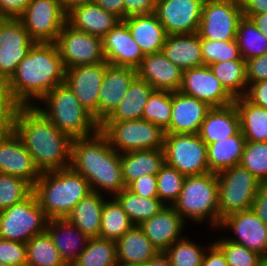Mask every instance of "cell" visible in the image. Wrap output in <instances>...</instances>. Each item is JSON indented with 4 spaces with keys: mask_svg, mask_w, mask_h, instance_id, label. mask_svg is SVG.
Wrapping results in <instances>:
<instances>
[{
    "mask_svg": "<svg viewBox=\"0 0 267 266\" xmlns=\"http://www.w3.org/2000/svg\"><path fill=\"white\" fill-rule=\"evenodd\" d=\"M240 2L243 16L246 18L267 12V0H240Z\"/></svg>",
    "mask_w": 267,
    "mask_h": 266,
    "instance_id": "91938a15",
    "label": "cell"
},
{
    "mask_svg": "<svg viewBox=\"0 0 267 266\" xmlns=\"http://www.w3.org/2000/svg\"><path fill=\"white\" fill-rule=\"evenodd\" d=\"M203 65L230 60H243L236 39L232 41H209L201 39Z\"/></svg>",
    "mask_w": 267,
    "mask_h": 266,
    "instance_id": "c3c4849f",
    "label": "cell"
},
{
    "mask_svg": "<svg viewBox=\"0 0 267 266\" xmlns=\"http://www.w3.org/2000/svg\"><path fill=\"white\" fill-rule=\"evenodd\" d=\"M40 102L45 103V107L35 104L36 109L72 140L91 136L99 130L100 124L65 83L55 86Z\"/></svg>",
    "mask_w": 267,
    "mask_h": 266,
    "instance_id": "5b68a950",
    "label": "cell"
},
{
    "mask_svg": "<svg viewBox=\"0 0 267 266\" xmlns=\"http://www.w3.org/2000/svg\"><path fill=\"white\" fill-rule=\"evenodd\" d=\"M33 193V186L26 180L0 173V211L22 202Z\"/></svg>",
    "mask_w": 267,
    "mask_h": 266,
    "instance_id": "f6af8a7d",
    "label": "cell"
},
{
    "mask_svg": "<svg viewBox=\"0 0 267 266\" xmlns=\"http://www.w3.org/2000/svg\"><path fill=\"white\" fill-rule=\"evenodd\" d=\"M173 207L184 221L190 219L200 224L210 221L211 227L218 229L217 174L208 172L186 176L179 198Z\"/></svg>",
    "mask_w": 267,
    "mask_h": 266,
    "instance_id": "8992f818",
    "label": "cell"
},
{
    "mask_svg": "<svg viewBox=\"0 0 267 266\" xmlns=\"http://www.w3.org/2000/svg\"><path fill=\"white\" fill-rule=\"evenodd\" d=\"M230 229L236 238L227 237L267 258V226L251 210L238 211L225 216L218 229Z\"/></svg>",
    "mask_w": 267,
    "mask_h": 266,
    "instance_id": "ac0fdd59",
    "label": "cell"
},
{
    "mask_svg": "<svg viewBox=\"0 0 267 266\" xmlns=\"http://www.w3.org/2000/svg\"><path fill=\"white\" fill-rule=\"evenodd\" d=\"M102 45L105 60L110 65L136 69L145 56L123 21L102 38Z\"/></svg>",
    "mask_w": 267,
    "mask_h": 266,
    "instance_id": "44dd1931",
    "label": "cell"
},
{
    "mask_svg": "<svg viewBox=\"0 0 267 266\" xmlns=\"http://www.w3.org/2000/svg\"><path fill=\"white\" fill-rule=\"evenodd\" d=\"M55 44L65 69L107 62L103 54L102 38L76 30L67 22Z\"/></svg>",
    "mask_w": 267,
    "mask_h": 266,
    "instance_id": "4fadbf2b",
    "label": "cell"
},
{
    "mask_svg": "<svg viewBox=\"0 0 267 266\" xmlns=\"http://www.w3.org/2000/svg\"><path fill=\"white\" fill-rule=\"evenodd\" d=\"M92 192L88 180L71 167L42 172L33 193L48 219L66 218Z\"/></svg>",
    "mask_w": 267,
    "mask_h": 266,
    "instance_id": "277c9868",
    "label": "cell"
},
{
    "mask_svg": "<svg viewBox=\"0 0 267 266\" xmlns=\"http://www.w3.org/2000/svg\"><path fill=\"white\" fill-rule=\"evenodd\" d=\"M70 167L88 180L93 192H106L114 197L126 188L121 154L110 146L100 130L91 136L72 140Z\"/></svg>",
    "mask_w": 267,
    "mask_h": 266,
    "instance_id": "3957f363",
    "label": "cell"
},
{
    "mask_svg": "<svg viewBox=\"0 0 267 266\" xmlns=\"http://www.w3.org/2000/svg\"><path fill=\"white\" fill-rule=\"evenodd\" d=\"M116 242L101 237L89 238L86 248L71 266H117Z\"/></svg>",
    "mask_w": 267,
    "mask_h": 266,
    "instance_id": "ab89813d",
    "label": "cell"
},
{
    "mask_svg": "<svg viewBox=\"0 0 267 266\" xmlns=\"http://www.w3.org/2000/svg\"><path fill=\"white\" fill-rule=\"evenodd\" d=\"M154 88L145 80L136 77L119 105L104 121L141 119L144 107Z\"/></svg>",
    "mask_w": 267,
    "mask_h": 266,
    "instance_id": "836d02e7",
    "label": "cell"
},
{
    "mask_svg": "<svg viewBox=\"0 0 267 266\" xmlns=\"http://www.w3.org/2000/svg\"><path fill=\"white\" fill-rule=\"evenodd\" d=\"M48 218L34 193L0 211V238L21 243L46 231Z\"/></svg>",
    "mask_w": 267,
    "mask_h": 266,
    "instance_id": "9c48e42d",
    "label": "cell"
},
{
    "mask_svg": "<svg viewBox=\"0 0 267 266\" xmlns=\"http://www.w3.org/2000/svg\"><path fill=\"white\" fill-rule=\"evenodd\" d=\"M147 266H172L164 252H159L147 262Z\"/></svg>",
    "mask_w": 267,
    "mask_h": 266,
    "instance_id": "be15d7a7",
    "label": "cell"
},
{
    "mask_svg": "<svg viewBox=\"0 0 267 266\" xmlns=\"http://www.w3.org/2000/svg\"><path fill=\"white\" fill-rule=\"evenodd\" d=\"M157 0H124V19L134 15L155 13Z\"/></svg>",
    "mask_w": 267,
    "mask_h": 266,
    "instance_id": "db71d44e",
    "label": "cell"
},
{
    "mask_svg": "<svg viewBox=\"0 0 267 266\" xmlns=\"http://www.w3.org/2000/svg\"><path fill=\"white\" fill-rule=\"evenodd\" d=\"M207 248L183 236L182 239L170 245L164 254L172 266H201Z\"/></svg>",
    "mask_w": 267,
    "mask_h": 266,
    "instance_id": "7bdbcfd3",
    "label": "cell"
},
{
    "mask_svg": "<svg viewBox=\"0 0 267 266\" xmlns=\"http://www.w3.org/2000/svg\"><path fill=\"white\" fill-rule=\"evenodd\" d=\"M93 2L105 11L124 20V0H93Z\"/></svg>",
    "mask_w": 267,
    "mask_h": 266,
    "instance_id": "94428289",
    "label": "cell"
},
{
    "mask_svg": "<svg viewBox=\"0 0 267 266\" xmlns=\"http://www.w3.org/2000/svg\"><path fill=\"white\" fill-rule=\"evenodd\" d=\"M66 15L60 0H30L19 19L34 42L55 43Z\"/></svg>",
    "mask_w": 267,
    "mask_h": 266,
    "instance_id": "7c38bea8",
    "label": "cell"
},
{
    "mask_svg": "<svg viewBox=\"0 0 267 266\" xmlns=\"http://www.w3.org/2000/svg\"><path fill=\"white\" fill-rule=\"evenodd\" d=\"M172 111V92L153 90L144 107L142 118L159 126L163 131L169 126Z\"/></svg>",
    "mask_w": 267,
    "mask_h": 266,
    "instance_id": "b9f144b4",
    "label": "cell"
},
{
    "mask_svg": "<svg viewBox=\"0 0 267 266\" xmlns=\"http://www.w3.org/2000/svg\"><path fill=\"white\" fill-rule=\"evenodd\" d=\"M122 21L144 55L162 51L167 33L155 13L134 15Z\"/></svg>",
    "mask_w": 267,
    "mask_h": 266,
    "instance_id": "83f0119b",
    "label": "cell"
},
{
    "mask_svg": "<svg viewBox=\"0 0 267 266\" xmlns=\"http://www.w3.org/2000/svg\"><path fill=\"white\" fill-rule=\"evenodd\" d=\"M105 200L102 194L92 191L71 210L66 219L88 238L99 237Z\"/></svg>",
    "mask_w": 267,
    "mask_h": 266,
    "instance_id": "1f68e13d",
    "label": "cell"
},
{
    "mask_svg": "<svg viewBox=\"0 0 267 266\" xmlns=\"http://www.w3.org/2000/svg\"><path fill=\"white\" fill-rule=\"evenodd\" d=\"M214 244L223 252L228 266H261L264 257L243 245L227 240L225 237Z\"/></svg>",
    "mask_w": 267,
    "mask_h": 266,
    "instance_id": "7dc6e473",
    "label": "cell"
},
{
    "mask_svg": "<svg viewBox=\"0 0 267 266\" xmlns=\"http://www.w3.org/2000/svg\"><path fill=\"white\" fill-rule=\"evenodd\" d=\"M164 164L163 148L123 153L121 154L123 182L127 187L140 177L156 175Z\"/></svg>",
    "mask_w": 267,
    "mask_h": 266,
    "instance_id": "4dcf8cb0",
    "label": "cell"
},
{
    "mask_svg": "<svg viewBox=\"0 0 267 266\" xmlns=\"http://www.w3.org/2000/svg\"><path fill=\"white\" fill-rule=\"evenodd\" d=\"M0 173L22 178L32 186L41 175L31 154L12 128L0 133Z\"/></svg>",
    "mask_w": 267,
    "mask_h": 266,
    "instance_id": "2e32d148",
    "label": "cell"
},
{
    "mask_svg": "<svg viewBox=\"0 0 267 266\" xmlns=\"http://www.w3.org/2000/svg\"><path fill=\"white\" fill-rule=\"evenodd\" d=\"M137 77L148 82L154 90L175 92L181 86L183 71L162 52L146 54L136 68Z\"/></svg>",
    "mask_w": 267,
    "mask_h": 266,
    "instance_id": "603a6c76",
    "label": "cell"
},
{
    "mask_svg": "<svg viewBox=\"0 0 267 266\" xmlns=\"http://www.w3.org/2000/svg\"><path fill=\"white\" fill-rule=\"evenodd\" d=\"M64 78L65 68L56 44L35 42L8 83L20 106H34L55 86L63 84Z\"/></svg>",
    "mask_w": 267,
    "mask_h": 266,
    "instance_id": "7a4b0ae2",
    "label": "cell"
},
{
    "mask_svg": "<svg viewBox=\"0 0 267 266\" xmlns=\"http://www.w3.org/2000/svg\"><path fill=\"white\" fill-rule=\"evenodd\" d=\"M186 222L173 206H164L158 214L139 226L153 246L159 252H164L174 242L183 238L181 236Z\"/></svg>",
    "mask_w": 267,
    "mask_h": 266,
    "instance_id": "cb8c5ba5",
    "label": "cell"
},
{
    "mask_svg": "<svg viewBox=\"0 0 267 266\" xmlns=\"http://www.w3.org/2000/svg\"><path fill=\"white\" fill-rule=\"evenodd\" d=\"M11 128L19 136L41 173L70 167L72 139L35 106H20Z\"/></svg>",
    "mask_w": 267,
    "mask_h": 266,
    "instance_id": "6da1fadb",
    "label": "cell"
},
{
    "mask_svg": "<svg viewBox=\"0 0 267 266\" xmlns=\"http://www.w3.org/2000/svg\"><path fill=\"white\" fill-rule=\"evenodd\" d=\"M20 105L13 99L8 79L0 77V119L11 128Z\"/></svg>",
    "mask_w": 267,
    "mask_h": 266,
    "instance_id": "f907efd6",
    "label": "cell"
},
{
    "mask_svg": "<svg viewBox=\"0 0 267 266\" xmlns=\"http://www.w3.org/2000/svg\"><path fill=\"white\" fill-rule=\"evenodd\" d=\"M116 250L118 264H145L159 253L137 225L116 241Z\"/></svg>",
    "mask_w": 267,
    "mask_h": 266,
    "instance_id": "f546056e",
    "label": "cell"
},
{
    "mask_svg": "<svg viewBox=\"0 0 267 266\" xmlns=\"http://www.w3.org/2000/svg\"><path fill=\"white\" fill-rule=\"evenodd\" d=\"M9 127L0 119V133L6 131Z\"/></svg>",
    "mask_w": 267,
    "mask_h": 266,
    "instance_id": "03108f58",
    "label": "cell"
},
{
    "mask_svg": "<svg viewBox=\"0 0 267 266\" xmlns=\"http://www.w3.org/2000/svg\"><path fill=\"white\" fill-rule=\"evenodd\" d=\"M212 107L194 97L172 92V111L164 133L198 134L200 126Z\"/></svg>",
    "mask_w": 267,
    "mask_h": 266,
    "instance_id": "7402d4cb",
    "label": "cell"
},
{
    "mask_svg": "<svg viewBox=\"0 0 267 266\" xmlns=\"http://www.w3.org/2000/svg\"><path fill=\"white\" fill-rule=\"evenodd\" d=\"M99 130L118 153L163 148L164 131L154 123L141 119L103 121Z\"/></svg>",
    "mask_w": 267,
    "mask_h": 266,
    "instance_id": "52a82bcc",
    "label": "cell"
},
{
    "mask_svg": "<svg viewBox=\"0 0 267 266\" xmlns=\"http://www.w3.org/2000/svg\"><path fill=\"white\" fill-rule=\"evenodd\" d=\"M240 165L261 183L267 182V142L246 141Z\"/></svg>",
    "mask_w": 267,
    "mask_h": 266,
    "instance_id": "bcb514c9",
    "label": "cell"
},
{
    "mask_svg": "<svg viewBox=\"0 0 267 266\" xmlns=\"http://www.w3.org/2000/svg\"><path fill=\"white\" fill-rule=\"evenodd\" d=\"M208 66L224 89L234 99L245 95L248 82L244 60L214 62Z\"/></svg>",
    "mask_w": 267,
    "mask_h": 266,
    "instance_id": "8d00e7d4",
    "label": "cell"
},
{
    "mask_svg": "<svg viewBox=\"0 0 267 266\" xmlns=\"http://www.w3.org/2000/svg\"><path fill=\"white\" fill-rule=\"evenodd\" d=\"M180 93L207 103L210 107H225L234 98L224 89L209 66L202 65L183 71Z\"/></svg>",
    "mask_w": 267,
    "mask_h": 266,
    "instance_id": "9a60e30c",
    "label": "cell"
},
{
    "mask_svg": "<svg viewBox=\"0 0 267 266\" xmlns=\"http://www.w3.org/2000/svg\"><path fill=\"white\" fill-rule=\"evenodd\" d=\"M234 104L246 141L267 142V108L252 104L244 96L235 98Z\"/></svg>",
    "mask_w": 267,
    "mask_h": 266,
    "instance_id": "e575fe53",
    "label": "cell"
},
{
    "mask_svg": "<svg viewBox=\"0 0 267 266\" xmlns=\"http://www.w3.org/2000/svg\"><path fill=\"white\" fill-rule=\"evenodd\" d=\"M242 18L240 0H204L197 33L209 41L235 40Z\"/></svg>",
    "mask_w": 267,
    "mask_h": 266,
    "instance_id": "8fae6325",
    "label": "cell"
},
{
    "mask_svg": "<svg viewBox=\"0 0 267 266\" xmlns=\"http://www.w3.org/2000/svg\"><path fill=\"white\" fill-rule=\"evenodd\" d=\"M261 266H267V258L264 259V261L262 262Z\"/></svg>",
    "mask_w": 267,
    "mask_h": 266,
    "instance_id": "a7ac6f4b",
    "label": "cell"
},
{
    "mask_svg": "<svg viewBox=\"0 0 267 266\" xmlns=\"http://www.w3.org/2000/svg\"><path fill=\"white\" fill-rule=\"evenodd\" d=\"M207 246L201 266H228L223 252L214 243Z\"/></svg>",
    "mask_w": 267,
    "mask_h": 266,
    "instance_id": "680465c9",
    "label": "cell"
},
{
    "mask_svg": "<svg viewBox=\"0 0 267 266\" xmlns=\"http://www.w3.org/2000/svg\"><path fill=\"white\" fill-rule=\"evenodd\" d=\"M244 97L256 106L267 108V80L250 83Z\"/></svg>",
    "mask_w": 267,
    "mask_h": 266,
    "instance_id": "11a10c76",
    "label": "cell"
},
{
    "mask_svg": "<svg viewBox=\"0 0 267 266\" xmlns=\"http://www.w3.org/2000/svg\"><path fill=\"white\" fill-rule=\"evenodd\" d=\"M114 198L128 215L132 224L137 226L158 214L165 206L158 198H143L127 187Z\"/></svg>",
    "mask_w": 267,
    "mask_h": 266,
    "instance_id": "d590c367",
    "label": "cell"
},
{
    "mask_svg": "<svg viewBox=\"0 0 267 266\" xmlns=\"http://www.w3.org/2000/svg\"><path fill=\"white\" fill-rule=\"evenodd\" d=\"M249 18L257 26V28L267 36V12L251 15Z\"/></svg>",
    "mask_w": 267,
    "mask_h": 266,
    "instance_id": "6125c7cd",
    "label": "cell"
},
{
    "mask_svg": "<svg viewBox=\"0 0 267 266\" xmlns=\"http://www.w3.org/2000/svg\"><path fill=\"white\" fill-rule=\"evenodd\" d=\"M204 0H157L155 14L167 35L198 32Z\"/></svg>",
    "mask_w": 267,
    "mask_h": 266,
    "instance_id": "e0dca14e",
    "label": "cell"
},
{
    "mask_svg": "<svg viewBox=\"0 0 267 266\" xmlns=\"http://www.w3.org/2000/svg\"><path fill=\"white\" fill-rule=\"evenodd\" d=\"M46 231L68 266H71L77 260L89 240L66 218L48 219Z\"/></svg>",
    "mask_w": 267,
    "mask_h": 266,
    "instance_id": "484cf974",
    "label": "cell"
},
{
    "mask_svg": "<svg viewBox=\"0 0 267 266\" xmlns=\"http://www.w3.org/2000/svg\"><path fill=\"white\" fill-rule=\"evenodd\" d=\"M251 210L267 226V182L260 184Z\"/></svg>",
    "mask_w": 267,
    "mask_h": 266,
    "instance_id": "6f0895ef",
    "label": "cell"
},
{
    "mask_svg": "<svg viewBox=\"0 0 267 266\" xmlns=\"http://www.w3.org/2000/svg\"><path fill=\"white\" fill-rule=\"evenodd\" d=\"M127 188L143 198H158L156 175L140 177L132 181Z\"/></svg>",
    "mask_w": 267,
    "mask_h": 266,
    "instance_id": "816d5d0a",
    "label": "cell"
},
{
    "mask_svg": "<svg viewBox=\"0 0 267 266\" xmlns=\"http://www.w3.org/2000/svg\"><path fill=\"white\" fill-rule=\"evenodd\" d=\"M30 0H0V18L19 19Z\"/></svg>",
    "mask_w": 267,
    "mask_h": 266,
    "instance_id": "9f6ffc18",
    "label": "cell"
},
{
    "mask_svg": "<svg viewBox=\"0 0 267 266\" xmlns=\"http://www.w3.org/2000/svg\"><path fill=\"white\" fill-rule=\"evenodd\" d=\"M137 77L132 67L108 64L99 91L98 111L93 118L101 124L119 105L130 84Z\"/></svg>",
    "mask_w": 267,
    "mask_h": 266,
    "instance_id": "ffe728a7",
    "label": "cell"
},
{
    "mask_svg": "<svg viewBox=\"0 0 267 266\" xmlns=\"http://www.w3.org/2000/svg\"><path fill=\"white\" fill-rule=\"evenodd\" d=\"M120 21L115 14L105 11L94 2L74 7L66 15V22L74 29L100 38Z\"/></svg>",
    "mask_w": 267,
    "mask_h": 266,
    "instance_id": "d4e9b609",
    "label": "cell"
},
{
    "mask_svg": "<svg viewBox=\"0 0 267 266\" xmlns=\"http://www.w3.org/2000/svg\"><path fill=\"white\" fill-rule=\"evenodd\" d=\"M240 131V118L235 104L213 107L204 118L198 136L207 144L232 137Z\"/></svg>",
    "mask_w": 267,
    "mask_h": 266,
    "instance_id": "4316f807",
    "label": "cell"
},
{
    "mask_svg": "<svg viewBox=\"0 0 267 266\" xmlns=\"http://www.w3.org/2000/svg\"><path fill=\"white\" fill-rule=\"evenodd\" d=\"M236 41L244 61L267 54V36L263 34L250 18L239 21Z\"/></svg>",
    "mask_w": 267,
    "mask_h": 266,
    "instance_id": "60d3db41",
    "label": "cell"
},
{
    "mask_svg": "<svg viewBox=\"0 0 267 266\" xmlns=\"http://www.w3.org/2000/svg\"><path fill=\"white\" fill-rule=\"evenodd\" d=\"M105 200L101 214V238L118 241L134 225L114 197Z\"/></svg>",
    "mask_w": 267,
    "mask_h": 266,
    "instance_id": "74e56055",
    "label": "cell"
},
{
    "mask_svg": "<svg viewBox=\"0 0 267 266\" xmlns=\"http://www.w3.org/2000/svg\"><path fill=\"white\" fill-rule=\"evenodd\" d=\"M26 243L0 238V262L6 266H26Z\"/></svg>",
    "mask_w": 267,
    "mask_h": 266,
    "instance_id": "681fc988",
    "label": "cell"
},
{
    "mask_svg": "<svg viewBox=\"0 0 267 266\" xmlns=\"http://www.w3.org/2000/svg\"><path fill=\"white\" fill-rule=\"evenodd\" d=\"M217 179L220 225L225 216L251 209L261 181L240 164L217 173Z\"/></svg>",
    "mask_w": 267,
    "mask_h": 266,
    "instance_id": "ba28073f",
    "label": "cell"
},
{
    "mask_svg": "<svg viewBox=\"0 0 267 266\" xmlns=\"http://www.w3.org/2000/svg\"><path fill=\"white\" fill-rule=\"evenodd\" d=\"M117 266H147V263L145 264H118Z\"/></svg>",
    "mask_w": 267,
    "mask_h": 266,
    "instance_id": "003e7915",
    "label": "cell"
},
{
    "mask_svg": "<svg viewBox=\"0 0 267 266\" xmlns=\"http://www.w3.org/2000/svg\"><path fill=\"white\" fill-rule=\"evenodd\" d=\"M89 2H93V0H60L61 7L66 14L74 7L84 5Z\"/></svg>",
    "mask_w": 267,
    "mask_h": 266,
    "instance_id": "e7e4bbea",
    "label": "cell"
},
{
    "mask_svg": "<svg viewBox=\"0 0 267 266\" xmlns=\"http://www.w3.org/2000/svg\"><path fill=\"white\" fill-rule=\"evenodd\" d=\"M34 43L20 19L0 18V77L9 80Z\"/></svg>",
    "mask_w": 267,
    "mask_h": 266,
    "instance_id": "5bb4252c",
    "label": "cell"
},
{
    "mask_svg": "<svg viewBox=\"0 0 267 266\" xmlns=\"http://www.w3.org/2000/svg\"><path fill=\"white\" fill-rule=\"evenodd\" d=\"M26 246V266H68L47 231L32 237Z\"/></svg>",
    "mask_w": 267,
    "mask_h": 266,
    "instance_id": "f35d334b",
    "label": "cell"
},
{
    "mask_svg": "<svg viewBox=\"0 0 267 266\" xmlns=\"http://www.w3.org/2000/svg\"><path fill=\"white\" fill-rule=\"evenodd\" d=\"M246 63V78L248 85L267 80V54L251 58Z\"/></svg>",
    "mask_w": 267,
    "mask_h": 266,
    "instance_id": "f5cc1de1",
    "label": "cell"
},
{
    "mask_svg": "<svg viewBox=\"0 0 267 266\" xmlns=\"http://www.w3.org/2000/svg\"><path fill=\"white\" fill-rule=\"evenodd\" d=\"M246 139L241 131L216 143L207 145V161L211 173L240 164Z\"/></svg>",
    "mask_w": 267,
    "mask_h": 266,
    "instance_id": "d6a6232c",
    "label": "cell"
},
{
    "mask_svg": "<svg viewBox=\"0 0 267 266\" xmlns=\"http://www.w3.org/2000/svg\"><path fill=\"white\" fill-rule=\"evenodd\" d=\"M165 163L185 176L210 172L207 161V144L198 134L164 133Z\"/></svg>",
    "mask_w": 267,
    "mask_h": 266,
    "instance_id": "30bf717a",
    "label": "cell"
},
{
    "mask_svg": "<svg viewBox=\"0 0 267 266\" xmlns=\"http://www.w3.org/2000/svg\"><path fill=\"white\" fill-rule=\"evenodd\" d=\"M161 52L182 71L203 65L201 38L197 32L167 35Z\"/></svg>",
    "mask_w": 267,
    "mask_h": 266,
    "instance_id": "f1b7e54d",
    "label": "cell"
},
{
    "mask_svg": "<svg viewBox=\"0 0 267 266\" xmlns=\"http://www.w3.org/2000/svg\"><path fill=\"white\" fill-rule=\"evenodd\" d=\"M108 62L65 69L64 83L92 115L98 111L99 91Z\"/></svg>",
    "mask_w": 267,
    "mask_h": 266,
    "instance_id": "d6986e66",
    "label": "cell"
},
{
    "mask_svg": "<svg viewBox=\"0 0 267 266\" xmlns=\"http://www.w3.org/2000/svg\"><path fill=\"white\" fill-rule=\"evenodd\" d=\"M156 176L158 199L165 206H173L179 198L186 176L166 163Z\"/></svg>",
    "mask_w": 267,
    "mask_h": 266,
    "instance_id": "ee69618b",
    "label": "cell"
}]
</instances>
